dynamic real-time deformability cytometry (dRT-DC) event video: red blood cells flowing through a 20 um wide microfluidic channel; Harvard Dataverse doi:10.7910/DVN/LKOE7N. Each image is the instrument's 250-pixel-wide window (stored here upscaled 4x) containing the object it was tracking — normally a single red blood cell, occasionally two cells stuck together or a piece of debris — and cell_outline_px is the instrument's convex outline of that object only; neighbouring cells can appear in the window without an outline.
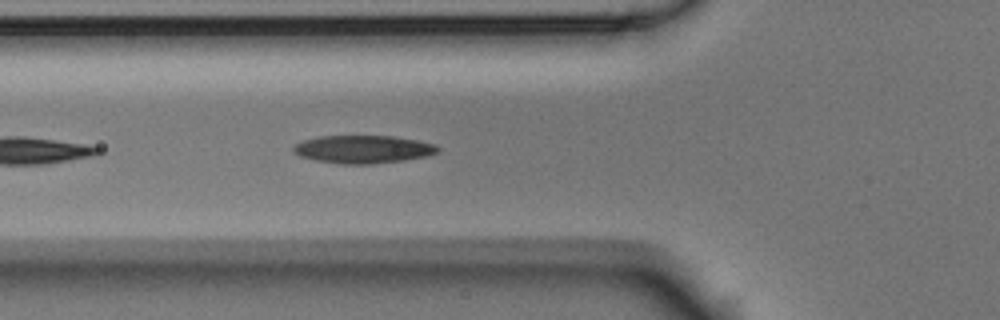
{"species": "Egyptian fruit bat (a non-hibernating species)", "species_latin": "Rousettus aegyptiacus", "temperature_condition": "room temperature", "stored_images_in_passage": 26, "camera_frame_rate_fps": 3000, "um_per_image_px": 0.085, "animal": {"sex": "male"}, "frame": {"image": 1, "passage_image": 5, "time_ms": 1.333, "image_size_px": [1000, 320], "cell_outline_px": [[440, 148], [436, 152], [428, 156], [404, 160], [372, 164], [340, 164], [316, 160], [300, 156], [292, 152], [292, 148], [296, 144], [304, 140], [316, 136], [392, 136], [416, 140], [436, 144]], "centroid_in_image_um": [30.85, 12.69], "position_along_channel_um": 94.9, "area_um2": 23.52}}